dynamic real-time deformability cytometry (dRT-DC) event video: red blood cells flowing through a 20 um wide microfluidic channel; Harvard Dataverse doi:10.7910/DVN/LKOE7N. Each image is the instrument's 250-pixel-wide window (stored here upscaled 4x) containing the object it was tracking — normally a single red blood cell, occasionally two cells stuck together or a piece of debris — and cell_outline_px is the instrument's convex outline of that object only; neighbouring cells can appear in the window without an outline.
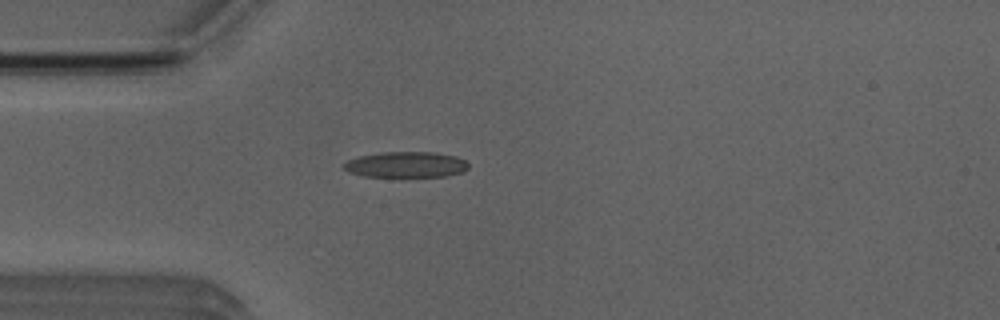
{"species": "Egyptian fruit bat (a non-hibernating species)", "species_latin": "Rousettus aegyptiacus", "temperature_condition": "room temperature", "stored_images_in_passage": 4, "camera_frame_rate_fps": 3000, "um_per_image_px": 0.085, "animal": {"sex": "male"}, "frame": {"image": 1, "passage_image": 4, "time_ms": 3.667, "image_size_px": [1000, 320], "cell_outline_px": [[468, 168], [464, 172], [444, 176], [364, 176], [348, 172], [344, 168], [344, 164], [348, 160], [360, 156], [384, 152], [432, 152], [456, 156], [464, 160], [468, 164]], "centroid_in_image_um": [34.53, 13.99], "position_along_channel_um": 50.5, "area_um2": 18.5}}